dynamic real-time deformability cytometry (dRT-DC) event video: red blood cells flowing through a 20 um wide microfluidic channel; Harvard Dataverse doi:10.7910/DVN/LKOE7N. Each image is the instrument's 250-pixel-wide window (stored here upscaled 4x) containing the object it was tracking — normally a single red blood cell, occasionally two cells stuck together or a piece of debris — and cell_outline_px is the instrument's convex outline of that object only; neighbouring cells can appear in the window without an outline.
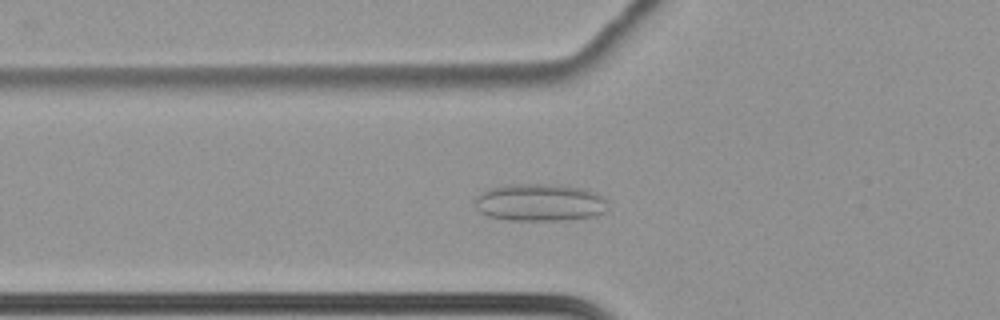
{"species": "common noctule bat (a hibernating species)", "species_latin": "Nyctalus noctula", "temperature_condition": "cold", "stored_images_in_passage": 66, "camera_frame_rate_fps": 3000, "um_per_image_px": 0.085, "animal": {"sex": "female", "body_mass_g": 22.7, "forearm_length_mm": 54.2}, "frame": {"image": 1, "passage_image": 27, "time_ms": 8.667, "image_size_px": [1000, 320], "cell_outline_px": [[608, 208], [604, 212], [592, 216], [560, 220], [508, 220], [488, 216], [480, 212], [476, 208], [476, 196], [480, 192], [488, 188], [508, 184], [560, 184], [584, 188], [596, 192], [604, 196]], "centroid_in_image_um": [45.88, 17.19], "position_along_channel_um": 79.9, "area_um2": 29.25}}
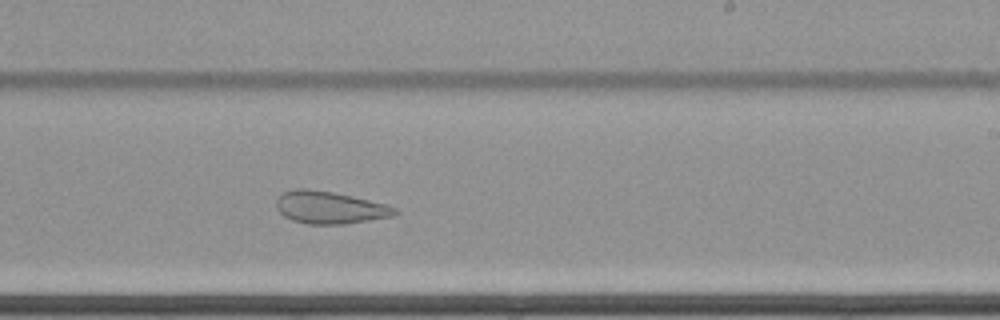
{"frame": {"image": 2, "passage_image": 43, "time_ms": 14.0, "image_size_px": [1000, 320], "cell_outline_px": [[400, 212], [392, 216], [344, 224], [308, 224], [292, 220], [284, 216], [276, 208], [276, 200], [284, 192], [296, 188], [308, 188], [332, 192], [352, 196], [384, 204], [396, 208]], "centroid_in_image_um": [28.0, 17.64], "position_along_channel_um": 261.0, "area_um2": 22.2}}
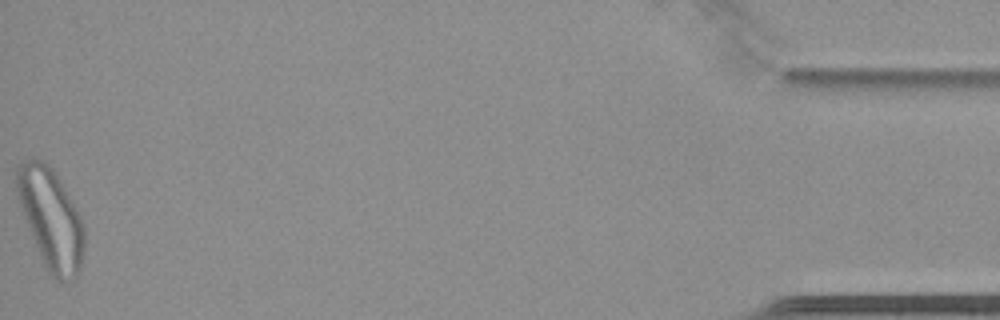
{"frame": {"image": 3, "passage_image": 66, "time_ms": 21.667, "image_size_px": [1000, 320], "cell_outline_px": [[84, 252], [80, 268], [76, 276], [72, 280], [60, 284], [48, 272], [40, 256], [28, 228], [20, 204], [16, 188], [16, 168], [24, 160], [36, 156], [44, 160], [52, 168], [72, 204], [84, 228]], "centroid_in_image_um": [4.3, 18.62], "position_along_channel_um": 430.9, "area_um2": 38.96}}